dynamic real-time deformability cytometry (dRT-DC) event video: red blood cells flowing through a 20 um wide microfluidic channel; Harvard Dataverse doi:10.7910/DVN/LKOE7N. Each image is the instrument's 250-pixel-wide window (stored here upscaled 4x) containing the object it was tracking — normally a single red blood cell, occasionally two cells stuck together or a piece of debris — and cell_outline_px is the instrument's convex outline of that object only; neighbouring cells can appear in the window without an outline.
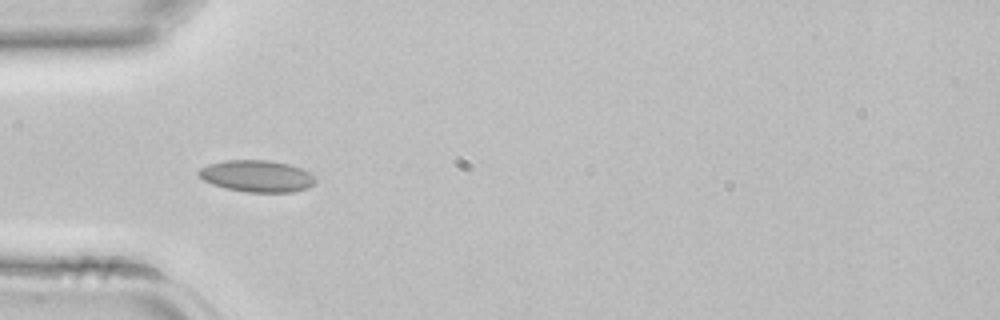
{"species": "common noctule bat (a hibernating species)", "species_latin": "Nyctalus noctula", "temperature_condition": "room temperature", "stored_images_in_passage": 42, "camera_frame_rate_fps": 3000, "um_per_image_px": 0.085, "animal": {"sex": "female", "body_mass_g": 22.7, "forearm_length_mm": 54.2}, "frame": {"image": 1, "passage_image": 13, "time_ms": 4.0, "image_size_px": [1000, 320], "cell_outline_px": [[316, 180], [308, 188], [292, 192], [248, 192], [224, 188], [212, 184], [204, 180], [196, 172], [200, 168], [208, 164], [224, 160], [268, 160], [288, 164], [300, 168], [308, 172]], "centroid_in_image_um": [21.8, 14.97], "position_along_channel_um": 63.2, "area_um2": 21.5}}